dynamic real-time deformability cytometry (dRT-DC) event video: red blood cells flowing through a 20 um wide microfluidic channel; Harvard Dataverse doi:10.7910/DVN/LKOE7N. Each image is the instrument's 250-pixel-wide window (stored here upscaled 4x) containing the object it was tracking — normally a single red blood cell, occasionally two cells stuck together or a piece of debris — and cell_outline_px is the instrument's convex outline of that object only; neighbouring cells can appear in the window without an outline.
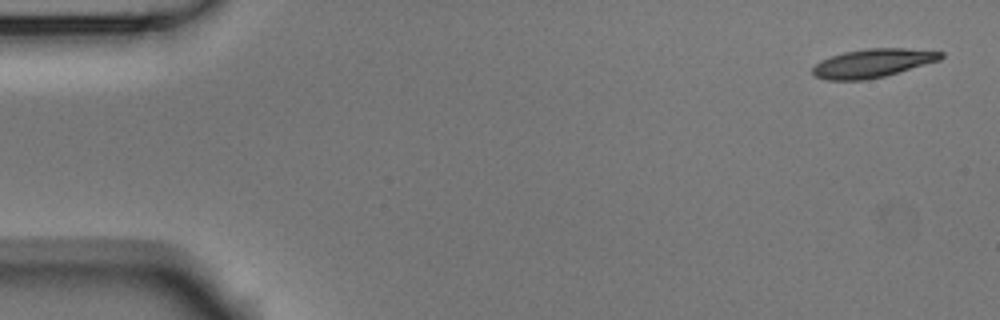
{"species": "Egyptian fruit bat (a non-hibernating species)", "species_latin": "Rousettus aegyptiacus", "temperature_condition": "room temperature", "stored_images_in_passage": 4, "camera_frame_rate_fps": 3000, "um_per_image_px": 0.085, "animal": {"sex": "male"}, "frame": {"image": 1, "passage_image": 1, "time_ms": 0.0, "image_size_px": [1000, 320], "cell_outline_px": [[944, 56], [940, 60], [884, 76], [864, 80], [828, 80], [816, 76], [812, 72], [812, 68], [820, 60], [844, 52], [868, 48], [904, 48], [944, 52]], "centroid_in_image_um": [74.18, 5.36], "position_along_channel_um": 10.8, "area_um2": 21.15}}